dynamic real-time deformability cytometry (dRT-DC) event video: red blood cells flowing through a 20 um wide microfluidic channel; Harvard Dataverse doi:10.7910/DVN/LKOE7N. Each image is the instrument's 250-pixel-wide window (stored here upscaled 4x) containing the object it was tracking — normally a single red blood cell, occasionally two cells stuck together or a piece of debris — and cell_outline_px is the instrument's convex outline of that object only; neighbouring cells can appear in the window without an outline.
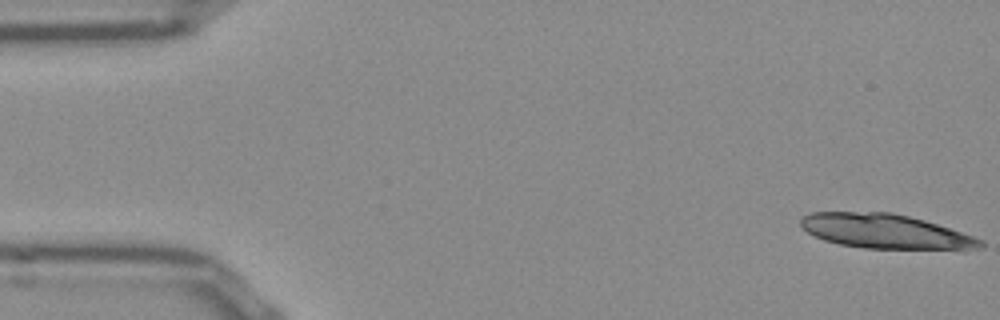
{"species": "Egyptian fruit bat (a non-hibernating species)", "species_latin": "Rousettus aegyptiacus", "temperature_condition": "room temperature", "stored_images_in_passage": 14, "camera_frame_rate_fps": 3000, "um_per_image_px": 0.085, "frame": {"image": 1, "passage_image": 1, "time_ms": 0.0, "image_size_px": [1000, 320], "cell_outline_px": [[984, 248], [864, 248], [840, 244], [824, 240], [808, 232], [800, 224], [800, 220], [804, 216], [812, 212], [892, 212], [924, 220], [984, 240]], "centroid_in_image_um": [75.2, 19.65], "position_along_channel_um": 9.8, "area_um2": 35.26}}